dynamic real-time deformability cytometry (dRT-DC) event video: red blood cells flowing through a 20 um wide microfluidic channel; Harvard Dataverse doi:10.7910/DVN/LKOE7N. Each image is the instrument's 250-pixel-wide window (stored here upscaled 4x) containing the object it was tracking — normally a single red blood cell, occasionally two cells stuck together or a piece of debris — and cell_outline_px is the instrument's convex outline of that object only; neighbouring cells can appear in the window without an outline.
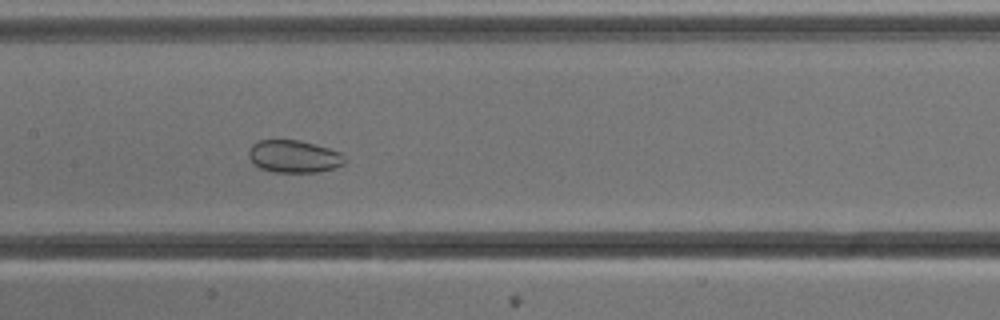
{"species": "common noctule bat (a hibernating species)", "species_latin": "Nyctalus noctula", "temperature_condition": "cold", "stored_images_in_passage": 52, "camera_frame_rate_fps": 3000, "um_per_image_px": 0.085, "animal": {"sex": "male", "body_mass_g": 13.3}, "frame": {"image": 1, "passage_image": 23, "time_ms": 7.333, "image_size_px": [1000, 320], "cell_outline_px": [[348, 160], [344, 164], [336, 168], [316, 172], [272, 172], [260, 168], [252, 164], [248, 156], [248, 152], [252, 144], [260, 140], [300, 140], [316, 144], [340, 152]], "centroid_in_image_um": [24.99, 13.3], "position_along_channel_um": 182.4, "area_um2": 18.44}}
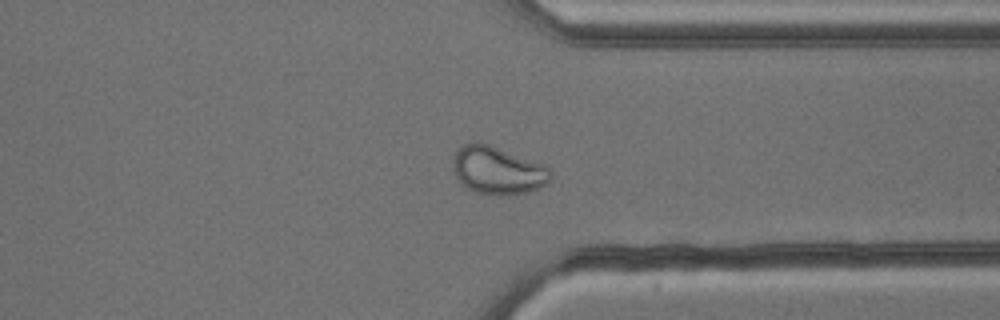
{"frame": {"image": 2, "passage_image": 38, "time_ms": 12.333, "image_size_px": [1000, 320], "cell_outline_px": [[552, 180], [528, 192], [476, 192], [464, 188], [456, 176], [452, 164], [452, 160], [456, 152], [464, 144], [476, 140], [480, 140], [544, 164], [552, 172]], "centroid_in_image_um": [42.28, 14.41], "position_along_channel_um": 369.1, "area_um2": 26.88}}
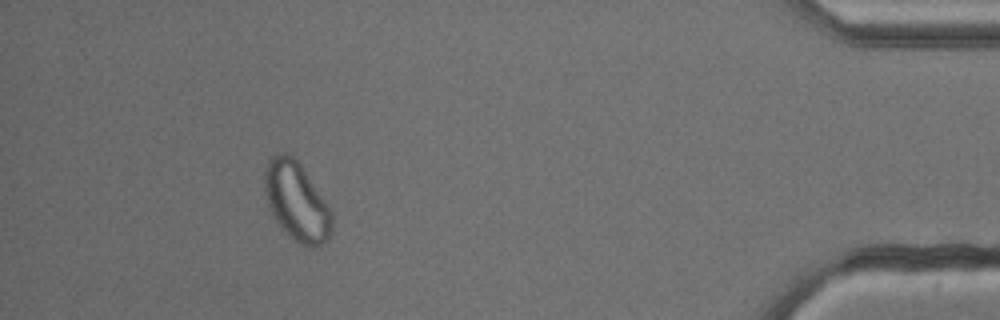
{"frame": {"image": 3, "passage_image": 46, "time_ms": 15.0, "image_size_px": [1000, 320], "cell_outline_px": [[332, 232], [328, 240], [324, 244], [316, 248], [312, 248], [300, 244], [292, 240], [284, 232], [276, 220], [268, 204], [264, 192], [264, 168], [272, 156], [276, 152], [288, 152], [304, 168], [328, 204], [332, 212]], "centroid_in_image_um": [25.22, 17.14], "position_along_channel_um": 410.0, "area_um2": 31.44}, "authors_computed_cell_mechanics": {"area_um2": 27.455, "velocity_mm_per_s": 3.7708, "shape_relaxation_time_tau1_ms": null, "shape_relaxation_time_tau2_ms": 1.8084, "deformation_change_tau1": null, "deformation_change_tau2": 0.0534}}